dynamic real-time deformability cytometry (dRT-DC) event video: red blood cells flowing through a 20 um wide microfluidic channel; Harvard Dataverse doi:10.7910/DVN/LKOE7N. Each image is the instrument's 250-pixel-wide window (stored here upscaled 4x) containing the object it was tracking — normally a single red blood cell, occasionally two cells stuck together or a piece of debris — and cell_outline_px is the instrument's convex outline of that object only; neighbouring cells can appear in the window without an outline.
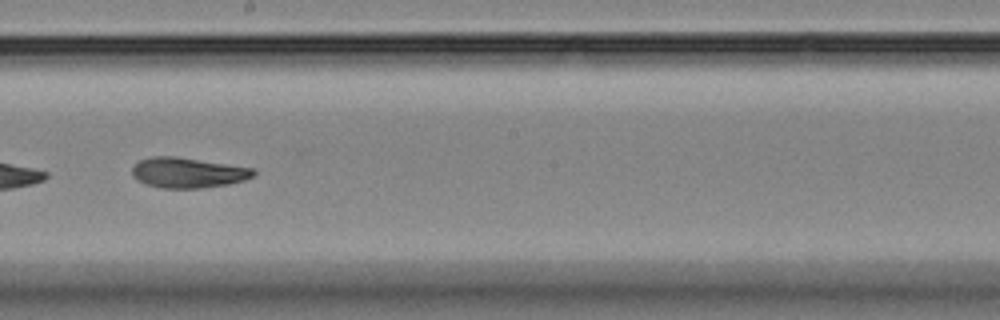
{"species": "Egyptian fruit bat (a non-hibernating species)", "species_latin": "Rousettus aegyptiacus", "temperature_condition": "room temperature", "stored_images_in_passage": 54, "camera_frame_rate_fps": 3000, "um_per_image_px": 0.085, "animal": {"sex": "female"}, "frame": {"image": 1, "passage_image": 30, "time_ms": 9.667, "image_size_px": [1000, 320], "cell_outline_px": [[256, 172], [252, 176], [244, 180], [228, 184], [200, 188], [160, 188], [144, 184], [136, 180], [132, 176], [132, 168], [140, 160], [152, 156], [176, 156], [256, 168]], "centroid_in_image_um": [15.96, 14.67], "position_along_channel_um": 232.2, "area_um2": 21.62}}
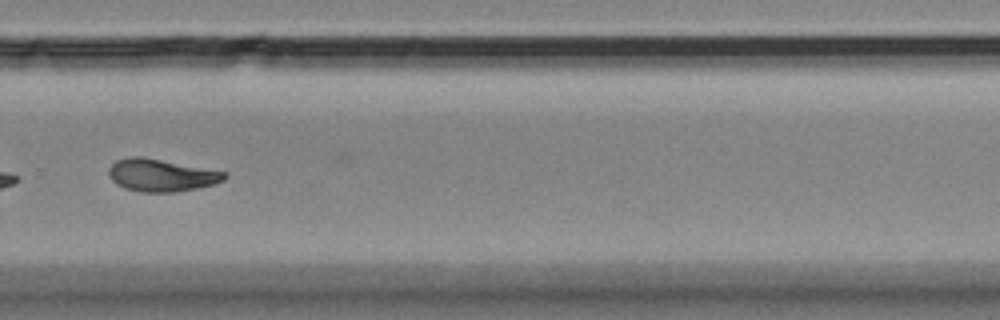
{"frame": {"image": 2, "passage_image": 37, "time_ms": 12.0, "image_size_px": [1000, 320], "cell_outline_px": [[228, 176], [224, 180], [216, 184], [176, 192], [140, 192], [124, 188], [116, 184], [108, 176], [108, 168], [116, 160], [128, 156], [140, 156], [228, 172]], "centroid_in_image_um": [13.7, 14.89], "position_along_channel_um": 316.1, "area_um2": 22.08}}
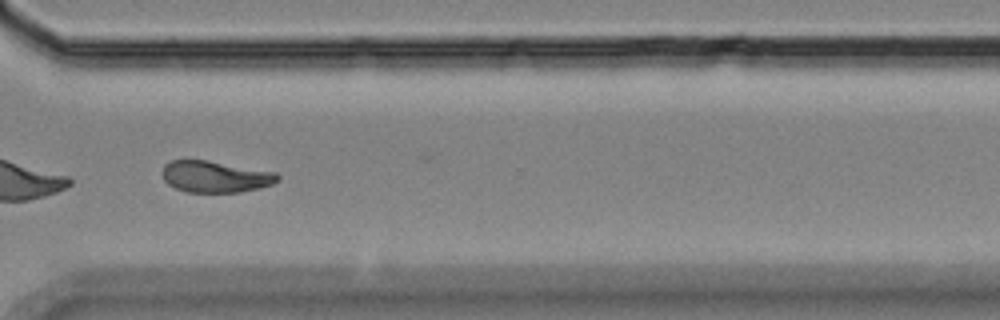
{"frame": {"image": 3, "passage_image": 40, "time_ms": 13.0, "image_size_px": [1000, 320], "cell_outline_px": [[280, 180], [272, 184], [260, 188], [240, 192], [184, 192], [168, 184], [164, 180], [164, 164], [172, 160], [208, 160], [276, 172], [280, 176]], "centroid_in_image_um": [18.33, 15.02], "position_along_channel_um": 352.3, "area_um2": 21.21}, "authors_computed_cell_mechanics": {"area_um2": 21.5016, "velocity_mm_per_s": 3.6118, "shape_relaxation_time_tau1_ms": 6.9887, "shape_relaxation_time_tau2_ms": 3.2282, "deformation_change_tau1": 0.2195, "deformation_change_tau2": 0.0993}}